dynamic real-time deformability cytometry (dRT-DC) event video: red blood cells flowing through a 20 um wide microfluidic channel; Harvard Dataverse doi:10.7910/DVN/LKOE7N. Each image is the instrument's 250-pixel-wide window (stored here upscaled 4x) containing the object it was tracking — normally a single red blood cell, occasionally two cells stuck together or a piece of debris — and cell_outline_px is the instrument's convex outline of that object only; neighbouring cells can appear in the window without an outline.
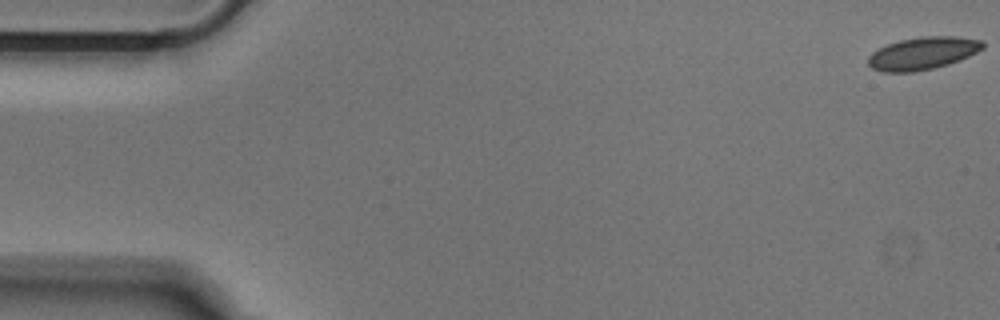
{"species": "Egyptian fruit bat (a non-hibernating species)", "species_latin": "Rousettus aegyptiacus", "temperature_condition": "cold", "stored_images_in_passage": 52, "camera_frame_rate_fps": 3000, "um_per_image_px": 0.085, "animal": {"sex": "male"}, "frame": {"image": 1, "passage_image": 1, "time_ms": 0.0, "image_size_px": [1000, 320], "cell_outline_px": [[984, 48], [960, 60], [948, 64], [932, 68], [912, 72], [880, 72], [872, 68], [868, 64], [868, 56], [872, 52], [888, 44], [900, 40], [920, 36], [956, 36], [984, 40]], "centroid_in_image_um": [78.44, 4.52], "position_along_channel_um": 6.6, "area_um2": 21.79}}
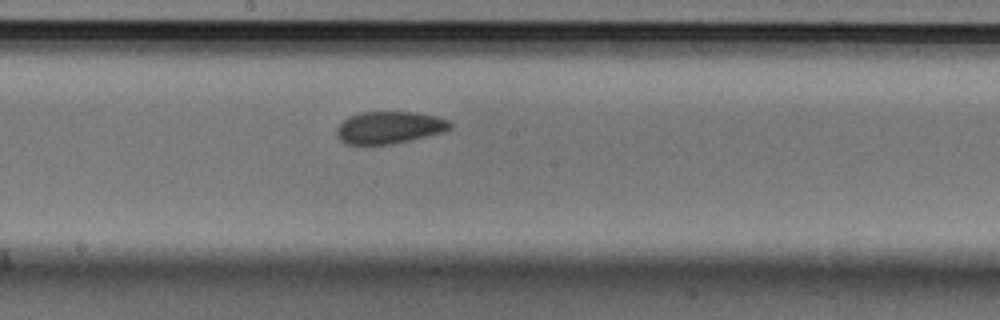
{"frame": {"image": 2, "passage_image": 28, "time_ms": 9.0, "image_size_px": [1000, 320], "cell_outline_px": [[452, 128], [444, 132], [396, 144], [344, 144], [336, 136], [336, 128], [348, 116], [360, 112], [416, 112], [436, 116], [448, 120], [452, 124]], "centroid_in_image_um": [33.1, 10.84], "position_along_channel_um": 215.1, "area_um2": 21.56}}
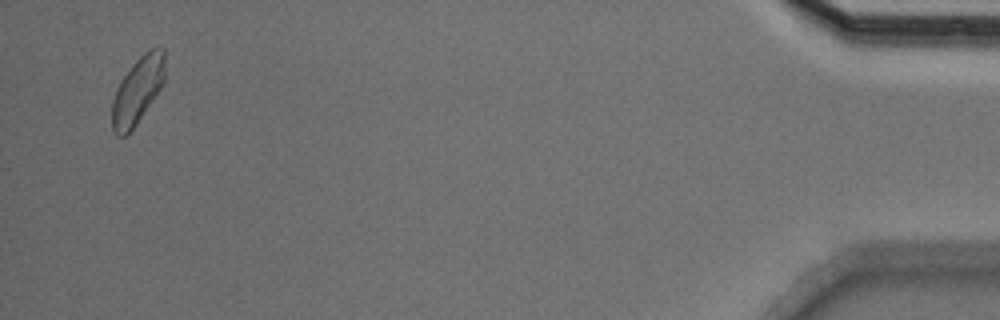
{"frame": {"image": 3, "passage_image": 51, "time_ms": 16.667, "image_size_px": [1000, 320], "cell_outline_px": [[164, 84], [136, 124], [124, 136], [116, 136], [112, 128], [112, 100], [116, 88], [120, 80], [132, 64], [144, 52], [152, 48], [164, 48]], "centroid_in_image_um": [11.68, 7.68], "position_along_channel_um": 423.5, "area_um2": 20.52}}